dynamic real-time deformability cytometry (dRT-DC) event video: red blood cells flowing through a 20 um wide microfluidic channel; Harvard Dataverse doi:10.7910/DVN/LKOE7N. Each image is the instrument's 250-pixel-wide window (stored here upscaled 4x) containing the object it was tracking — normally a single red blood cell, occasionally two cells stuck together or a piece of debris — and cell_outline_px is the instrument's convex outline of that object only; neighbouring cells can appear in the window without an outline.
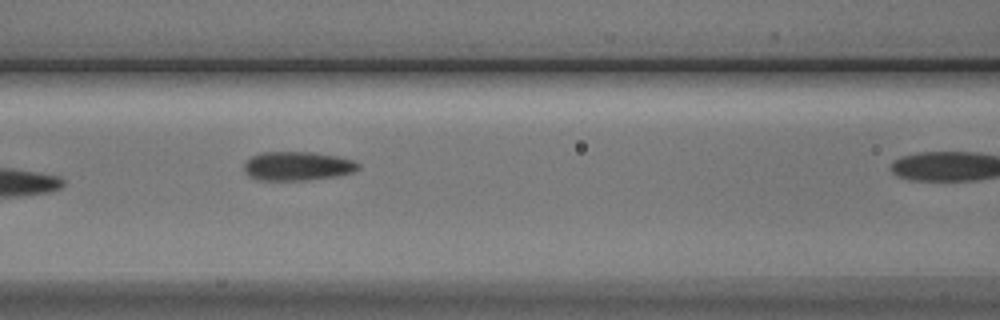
{"species": "Egyptian fruit bat (a non-hibernating species)", "species_latin": "Rousettus aegyptiacus", "temperature_condition": "cold", "stored_images_in_passage": 7, "camera_frame_rate_fps": 3000, "um_per_image_px": 0.085, "animal": {"sex": "male"}, "frame": {"image": 1, "passage_image": 6, "time_ms": 6.667, "image_size_px": [1000, 320], "cell_outline_px": [[360, 168], [352, 172], [336, 176], [308, 180], [256, 180], [248, 176], [244, 172], [244, 164], [252, 156], [260, 152], [312, 152], [336, 156], [352, 160], [360, 164]], "centroid_in_image_um": [25.25, 14.12], "position_along_channel_um": 141.3, "area_um2": 19.31}}